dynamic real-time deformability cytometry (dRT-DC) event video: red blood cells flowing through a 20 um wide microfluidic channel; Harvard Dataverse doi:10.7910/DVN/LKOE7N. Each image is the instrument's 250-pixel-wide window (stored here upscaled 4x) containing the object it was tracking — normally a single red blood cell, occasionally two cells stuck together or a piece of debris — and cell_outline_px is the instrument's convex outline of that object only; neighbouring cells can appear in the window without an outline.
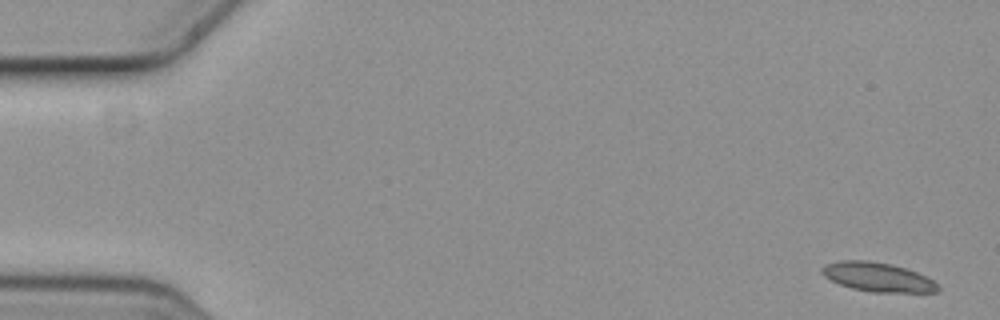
{"species": "common noctule bat (a hibernating species)", "species_latin": "Nyctalus noctula", "temperature_condition": "cold", "stored_images_in_passage": 5, "camera_frame_rate_fps": 3000, "um_per_image_px": 0.085, "animal": {"sex": "female", "body_mass_g": 19.3, "forearm_length_mm": 54.1}, "frame": {"image": 1, "passage_image": 1, "time_ms": 0.0, "image_size_px": [1000, 320], "cell_outline_px": [[940, 292], [872, 292], [852, 288], [840, 284], [824, 276], [820, 272], [820, 268], [824, 264], [840, 260], [868, 260], [892, 264], [916, 272], [940, 284]], "centroid_in_image_um": [74.6, 23.54], "position_along_channel_um": 10.4, "area_um2": 19.77}}
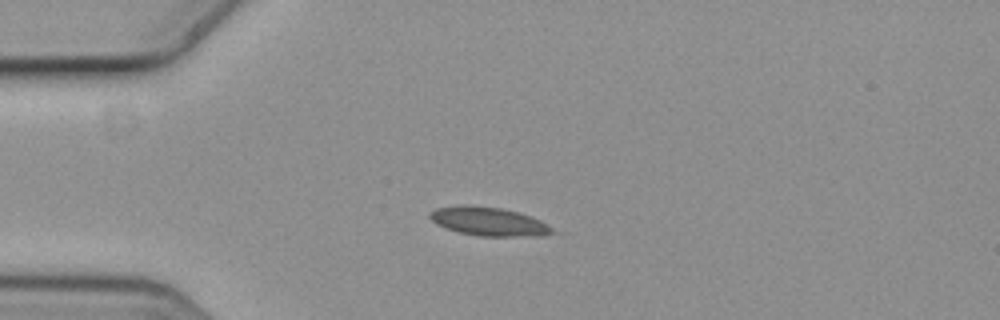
{"frame": {"image": 2, "passage_image": 4, "time_ms": 1.0, "image_size_px": [1000, 320], "cell_outline_px": [[556, 232], [544, 236], [480, 236], [460, 232], [444, 228], [436, 224], [428, 216], [428, 212], [436, 208], [460, 204], [472, 204], [504, 208], [520, 212], [532, 216], [556, 228]], "centroid_in_image_um": [41.57, 18.81], "position_along_channel_um": 43.4, "area_um2": 21.1}}